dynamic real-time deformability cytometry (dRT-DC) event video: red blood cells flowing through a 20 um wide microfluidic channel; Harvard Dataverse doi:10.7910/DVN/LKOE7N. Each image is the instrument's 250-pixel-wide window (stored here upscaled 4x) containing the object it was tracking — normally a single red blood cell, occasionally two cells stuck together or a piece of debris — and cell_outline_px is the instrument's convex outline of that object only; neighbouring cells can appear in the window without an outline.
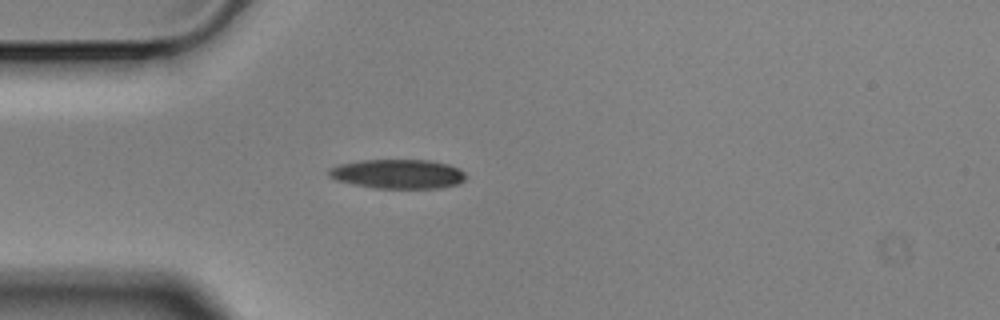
{"species": "Egyptian fruit bat (a non-hibernating species)", "species_latin": "Rousettus aegyptiacus", "temperature_condition": "cold", "stored_images_in_passage": 42, "camera_frame_rate_fps": 3000, "um_per_image_px": 0.085, "animal": {"sex": "male"}, "frame": {"image": 1, "passage_image": 1, "time_ms": 0.0, "image_size_px": [1000, 320], "cell_outline_px": [[468, 176], [464, 180], [456, 184], [440, 188], [376, 188], [352, 184], [336, 180], [328, 176], [328, 168], [336, 164], [360, 160], [432, 160], [448, 164], [460, 168]], "centroid_in_image_um": [33.8, 14.77], "position_along_channel_um": 51.2, "area_um2": 23.7}}
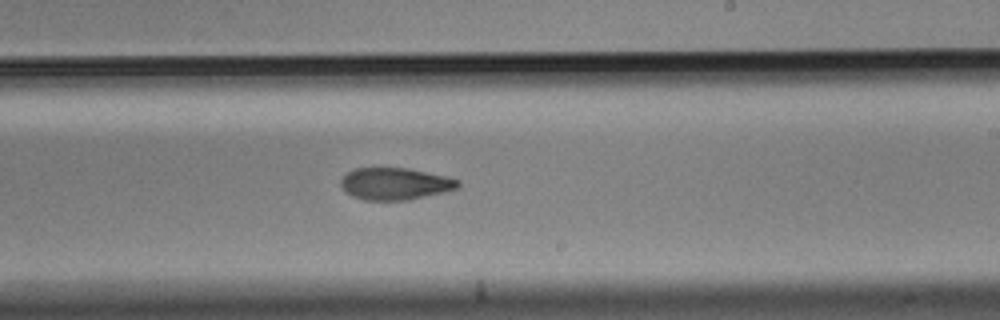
{"frame": {"image": 2, "passage_image": 19, "time_ms": 6.0, "image_size_px": [1000, 320], "cell_outline_px": [[460, 188], [444, 192], [408, 200], [364, 200], [352, 196], [340, 184], [340, 180], [348, 172], [356, 168], [408, 168], [444, 176], [460, 180]], "centroid_in_image_um": [33.61, 15.62], "position_along_channel_um": 255.4, "area_um2": 21.73}}
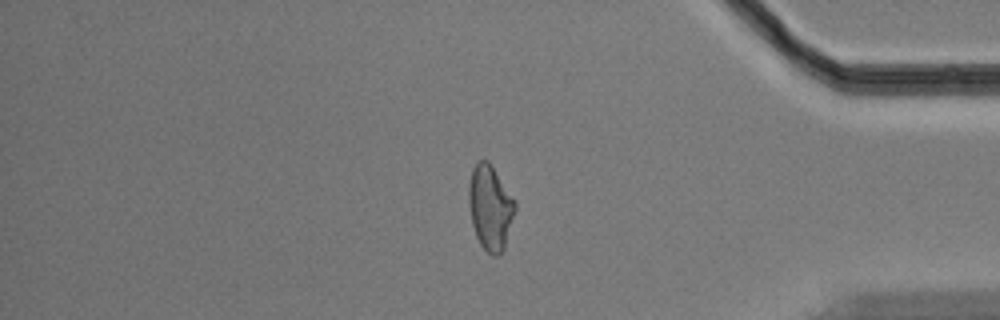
{"frame": {"image": 3, "passage_image": 33, "time_ms": 10.667, "image_size_px": [1000, 320], "cell_outline_px": [[516, 208], [504, 248], [496, 256], [492, 256], [480, 244], [476, 236], [472, 224], [468, 204], [468, 184], [472, 168], [480, 160], [488, 160], [516, 200]], "centroid_in_image_um": [41.66, 17.61], "position_along_channel_um": 393.5, "area_um2": 22.95}, "authors_computed_cell_mechanics": {"area_um2": 23.409, "velocity_mm_per_s": 3.5391, "shape_relaxation_time_tau1_ms": 10.6824, "shape_relaxation_time_tau2_ms": 4.1673, "deformation_change_tau1": 0.2362, "deformation_change_tau2": 0.1105}}